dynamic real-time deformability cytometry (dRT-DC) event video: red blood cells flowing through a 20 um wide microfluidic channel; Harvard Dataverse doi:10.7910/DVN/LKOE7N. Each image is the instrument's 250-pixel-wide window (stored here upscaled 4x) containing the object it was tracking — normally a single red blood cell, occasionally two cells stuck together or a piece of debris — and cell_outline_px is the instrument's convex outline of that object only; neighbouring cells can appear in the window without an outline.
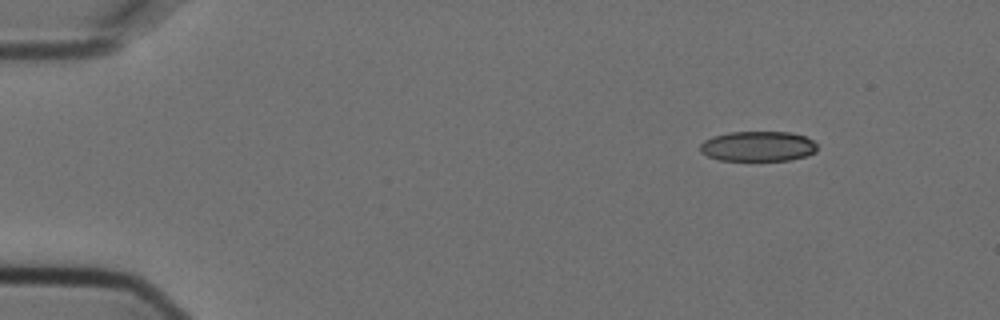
{"species": "Egyptian fruit bat (a non-hibernating species)", "species_latin": "Rousettus aegyptiacus", "temperature_condition": "cold", "stored_images_in_passage": 6, "segment_of_instrument_passage": [1, 2], "camera_frame_rate_fps": 3000, "um_per_image_px": 0.085, "animal": {"sex": "female"}, "frame": {"image": 1, "passage_image": 1, "time_ms": 0.0, "image_size_px": [1000, 320], "cell_outline_px": [[816, 152], [808, 156], [788, 160], [720, 160], [708, 156], [700, 152], [700, 144], [704, 140], [712, 136], [728, 132], [792, 132], [804, 136], [812, 140], [816, 144]], "centroid_in_image_um": [64.42, 12.43], "position_along_channel_um": 20.6, "area_um2": 20.63}}
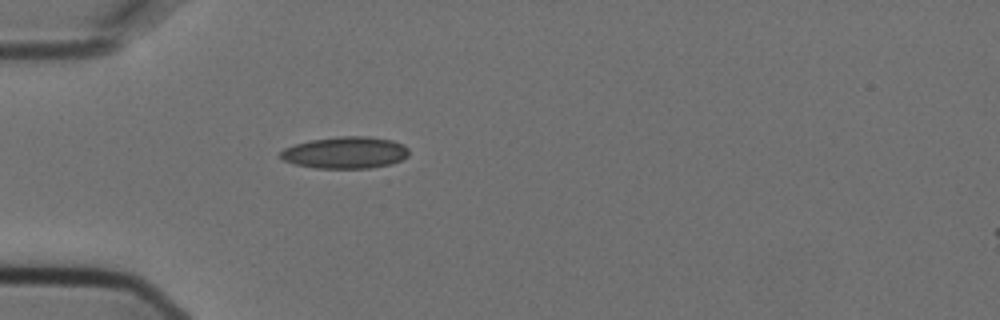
{"frame": {"image": 2, "passage_image": 4, "time_ms": 1.0, "image_size_px": [1000, 320], "cell_outline_px": [[408, 156], [392, 164], [372, 168], [316, 168], [292, 164], [284, 160], [280, 156], [280, 152], [284, 148], [308, 140], [340, 136], [368, 136], [392, 140], [408, 148]], "centroid_in_image_um": [29.34, 12.97], "position_along_channel_um": 55.7, "area_um2": 23.87}}